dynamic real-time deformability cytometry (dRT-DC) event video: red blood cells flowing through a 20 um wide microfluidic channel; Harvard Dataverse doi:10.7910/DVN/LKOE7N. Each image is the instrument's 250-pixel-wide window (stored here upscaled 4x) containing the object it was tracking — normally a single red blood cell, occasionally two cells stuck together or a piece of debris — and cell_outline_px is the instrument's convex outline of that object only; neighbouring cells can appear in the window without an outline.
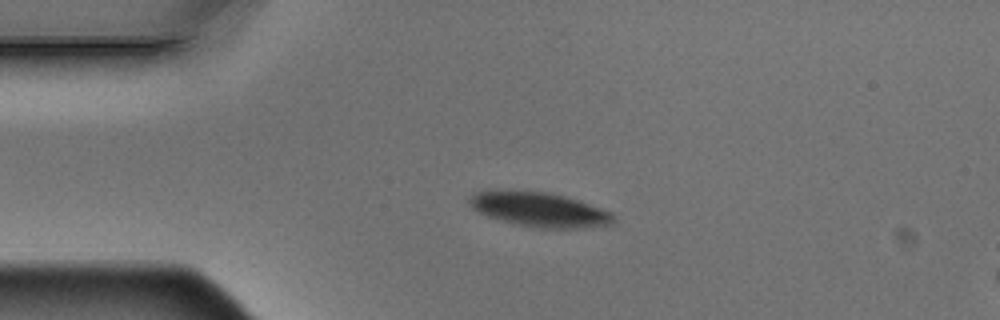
{"species": "Egyptian fruit bat (a non-hibernating species)", "species_latin": "Rousettus aegyptiacus", "temperature_condition": "warm", "stored_images_in_passage": 4, "camera_frame_rate_fps": 3000, "um_per_image_px": 0.085, "animal": {"sex": "male"}, "frame": {"image": 1, "passage_image": 3, "time_ms": 0.667, "image_size_px": [1000, 320], "cell_outline_px": [[616, 216], [612, 224], [580, 228], [540, 228], [512, 224], [488, 216], [472, 208], [468, 204], [468, 200], [476, 192], [544, 192], [564, 196], [612, 212]], "centroid_in_image_um": [45.89, 17.85], "position_along_channel_um": 39.1, "area_um2": 28.21}}